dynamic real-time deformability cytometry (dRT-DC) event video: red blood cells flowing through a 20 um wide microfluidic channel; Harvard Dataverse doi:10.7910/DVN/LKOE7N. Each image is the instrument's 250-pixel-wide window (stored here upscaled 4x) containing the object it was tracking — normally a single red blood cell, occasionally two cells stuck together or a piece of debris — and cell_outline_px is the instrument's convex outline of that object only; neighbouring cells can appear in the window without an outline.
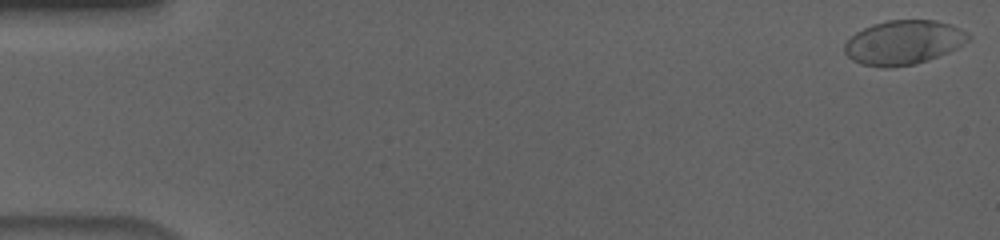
{"species": "human", "species_latin": "Homo sapiens", "temperature_condition": "cold", "stored_images_in_passage": 14, "camera_frame_rate_fps": 3000, "um_per_image_px": 0.085, "donor": {"sex": "male"}, "frame": {"image": 1, "passage_image": 1, "time_ms": 0.0, "image_size_px": [1000, 240], "cell_outline_px": [[972, 36], [968, 40], [956, 48], [948, 52], [928, 60], [916, 64], [888, 68], [884, 68], [860, 64], [852, 60], [844, 52], [844, 44], [856, 32], [872, 24], [888, 20], [936, 20], [960, 28], [968, 32]], "centroid_in_image_um": [76.79, 3.61], "position_along_channel_um": 8.2, "area_um2": 31.96}}